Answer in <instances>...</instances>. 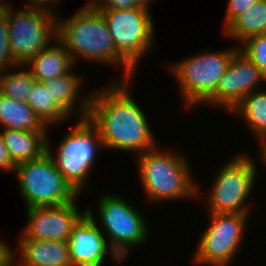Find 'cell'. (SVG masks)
I'll return each mask as SVG.
<instances>
[{"mask_svg": "<svg viewBox=\"0 0 266 266\" xmlns=\"http://www.w3.org/2000/svg\"><path fill=\"white\" fill-rule=\"evenodd\" d=\"M259 144V145H258ZM257 146H259L260 150L258 149L257 154L259 153V158L261 159V161H259L261 164L265 165L266 167V137L260 142L258 143Z\"/></svg>", "mask_w": 266, "mask_h": 266, "instance_id": "31", "label": "cell"}, {"mask_svg": "<svg viewBox=\"0 0 266 266\" xmlns=\"http://www.w3.org/2000/svg\"><path fill=\"white\" fill-rule=\"evenodd\" d=\"M26 103L34 110L37 117L48 128L54 124L67 122L70 116L53 100L49 90L42 82H34Z\"/></svg>", "mask_w": 266, "mask_h": 266, "instance_id": "22", "label": "cell"}, {"mask_svg": "<svg viewBox=\"0 0 266 266\" xmlns=\"http://www.w3.org/2000/svg\"><path fill=\"white\" fill-rule=\"evenodd\" d=\"M229 114L241 117L256 142L260 143L266 137V88L248 93Z\"/></svg>", "mask_w": 266, "mask_h": 266, "instance_id": "20", "label": "cell"}, {"mask_svg": "<svg viewBox=\"0 0 266 266\" xmlns=\"http://www.w3.org/2000/svg\"><path fill=\"white\" fill-rule=\"evenodd\" d=\"M244 53L266 77V33L247 38L239 45Z\"/></svg>", "mask_w": 266, "mask_h": 266, "instance_id": "24", "label": "cell"}, {"mask_svg": "<svg viewBox=\"0 0 266 266\" xmlns=\"http://www.w3.org/2000/svg\"><path fill=\"white\" fill-rule=\"evenodd\" d=\"M67 243L72 266H104L108 255L116 262L115 265L124 263L110 248L105 235L87 213L74 225Z\"/></svg>", "mask_w": 266, "mask_h": 266, "instance_id": "14", "label": "cell"}, {"mask_svg": "<svg viewBox=\"0 0 266 266\" xmlns=\"http://www.w3.org/2000/svg\"><path fill=\"white\" fill-rule=\"evenodd\" d=\"M133 81L117 79L91 93L87 119L98 130L104 150L139 155L159 145L144 110L129 92Z\"/></svg>", "mask_w": 266, "mask_h": 266, "instance_id": "1", "label": "cell"}, {"mask_svg": "<svg viewBox=\"0 0 266 266\" xmlns=\"http://www.w3.org/2000/svg\"><path fill=\"white\" fill-rule=\"evenodd\" d=\"M160 148V149H159ZM179 151L157 147L136 155L137 167L147 202L197 199V183L187 157Z\"/></svg>", "mask_w": 266, "mask_h": 266, "instance_id": "3", "label": "cell"}, {"mask_svg": "<svg viewBox=\"0 0 266 266\" xmlns=\"http://www.w3.org/2000/svg\"><path fill=\"white\" fill-rule=\"evenodd\" d=\"M251 214H208V224L192 253L200 266H231L244 239Z\"/></svg>", "mask_w": 266, "mask_h": 266, "instance_id": "9", "label": "cell"}, {"mask_svg": "<svg viewBox=\"0 0 266 266\" xmlns=\"http://www.w3.org/2000/svg\"><path fill=\"white\" fill-rule=\"evenodd\" d=\"M25 66L36 82H44L67 74L75 68V63L65 46L56 39L50 46L39 51Z\"/></svg>", "mask_w": 266, "mask_h": 266, "instance_id": "17", "label": "cell"}, {"mask_svg": "<svg viewBox=\"0 0 266 266\" xmlns=\"http://www.w3.org/2000/svg\"><path fill=\"white\" fill-rule=\"evenodd\" d=\"M258 0H227V9L225 12V19L223 22V31L247 8Z\"/></svg>", "mask_w": 266, "mask_h": 266, "instance_id": "27", "label": "cell"}, {"mask_svg": "<svg viewBox=\"0 0 266 266\" xmlns=\"http://www.w3.org/2000/svg\"><path fill=\"white\" fill-rule=\"evenodd\" d=\"M14 175L26 208L59 206L80 196L47 152L39 159L17 164Z\"/></svg>", "mask_w": 266, "mask_h": 266, "instance_id": "8", "label": "cell"}, {"mask_svg": "<svg viewBox=\"0 0 266 266\" xmlns=\"http://www.w3.org/2000/svg\"><path fill=\"white\" fill-rule=\"evenodd\" d=\"M238 50L239 46L235 45L222 51L205 50L167 64L177 81L186 111L196 109V106L202 105L215 92L219 80Z\"/></svg>", "mask_w": 266, "mask_h": 266, "instance_id": "7", "label": "cell"}, {"mask_svg": "<svg viewBox=\"0 0 266 266\" xmlns=\"http://www.w3.org/2000/svg\"><path fill=\"white\" fill-rule=\"evenodd\" d=\"M0 127L21 131L48 132L34 110L24 101L0 93Z\"/></svg>", "mask_w": 266, "mask_h": 266, "instance_id": "19", "label": "cell"}, {"mask_svg": "<svg viewBox=\"0 0 266 266\" xmlns=\"http://www.w3.org/2000/svg\"><path fill=\"white\" fill-rule=\"evenodd\" d=\"M34 82L32 73L25 65L0 70V93L14 100L26 102Z\"/></svg>", "mask_w": 266, "mask_h": 266, "instance_id": "23", "label": "cell"}, {"mask_svg": "<svg viewBox=\"0 0 266 266\" xmlns=\"http://www.w3.org/2000/svg\"><path fill=\"white\" fill-rule=\"evenodd\" d=\"M63 137L54 152L48 136L47 153L63 178L80 195L90 188L88 178L97 163V152L104 146L98 130L87 118L76 119Z\"/></svg>", "mask_w": 266, "mask_h": 266, "instance_id": "6", "label": "cell"}, {"mask_svg": "<svg viewBox=\"0 0 266 266\" xmlns=\"http://www.w3.org/2000/svg\"><path fill=\"white\" fill-rule=\"evenodd\" d=\"M57 36L75 65L83 59L102 66H120L124 73L119 81L133 80L135 70L117 53L105 18L89 2L70 18L57 17Z\"/></svg>", "mask_w": 266, "mask_h": 266, "instance_id": "2", "label": "cell"}, {"mask_svg": "<svg viewBox=\"0 0 266 266\" xmlns=\"http://www.w3.org/2000/svg\"><path fill=\"white\" fill-rule=\"evenodd\" d=\"M11 4L7 2L10 48L15 62L25 65L57 39V17L33 8L15 10Z\"/></svg>", "mask_w": 266, "mask_h": 266, "instance_id": "11", "label": "cell"}, {"mask_svg": "<svg viewBox=\"0 0 266 266\" xmlns=\"http://www.w3.org/2000/svg\"><path fill=\"white\" fill-rule=\"evenodd\" d=\"M10 256L11 246L9 247L5 241H0V266H11Z\"/></svg>", "mask_w": 266, "mask_h": 266, "instance_id": "30", "label": "cell"}, {"mask_svg": "<svg viewBox=\"0 0 266 266\" xmlns=\"http://www.w3.org/2000/svg\"><path fill=\"white\" fill-rule=\"evenodd\" d=\"M123 198L106 192L97 198V212L88 206L85 209L105 235L110 248L125 263L134 247L143 246L150 239V228L142 211Z\"/></svg>", "mask_w": 266, "mask_h": 266, "instance_id": "4", "label": "cell"}, {"mask_svg": "<svg viewBox=\"0 0 266 266\" xmlns=\"http://www.w3.org/2000/svg\"><path fill=\"white\" fill-rule=\"evenodd\" d=\"M16 165L12 161L8 149L4 143L3 137L0 134V171L5 173H13L15 171Z\"/></svg>", "mask_w": 266, "mask_h": 266, "instance_id": "29", "label": "cell"}, {"mask_svg": "<svg viewBox=\"0 0 266 266\" xmlns=\"http://www.w3.org/2000/svg\"><path fill=\"white\" fill-rule=\"evenodd\" d=\"M98 10H124L132 8H150L154 0H87Z\"/></svg>", "mask_w": 266, "mask_h": 266, "instance_id": "26", "label": "cell"}, {"mask_svg": "<svg viewBox=\"0 0 266 266\" xmlns=\"http://www.w3.org/2000/svg\"><path fill=\"white\" fill-rule=\"evenodd\" d=\"M79 196L69 203L59 206L25 208L26 226L21 231L24 239L67 241L72 228L86 213L78 210Z\"/></svg>", "mask_w": 266, "mask_h": 266, "instance_id": "13", "label": "cell"}, {"mask_svg": "<svg viewBox=\"0 0 266 266\" xmlns=\"http://www.w3.org/2000/svg\"><path fill=\"white\" fill-rule=\"evenodd\" d=\"M251 153L239 152L230 157L227 163L221 165L219 172L207 189V193L202 194L197 185V200L205 198L206 214H250V195H253L255 180L258 178V165ZM200 190V191H199ZM252 192V193H251Z\"/></svg>", "mask_w": 266, "mask_h": 266, "instance_id": "5", "label": "cell"}, {"mask_svg": "<svg viewBox=\"0 0 266 266\" xmlns=\"http://www.w3.org/2000/svg\"><path fill=\"white\" fill-rule=\"evenodd\" d=\"M266 33V0H258L237 17L222 33L239 46L247 38ZM239 43V44H238Z\"/></svg>", "mask_w": 266, "mask_h": 266, "instance_id": "21", "label": "cell"}, {"mask_svg": "<svg viewBox=\"0 0 266 266\" xmlns=\"http://www.w3.org/2000/svg\"><path fill=\"white\" fill-rule=\"evenodd\" d=\"M24 3L25 5L23 4V8H33L39 11L50 13L51 15L58 17L59 14H56L57 10H55V5H59V3H62V0H27Z\"/></svg>", "mask_w": 266, "mask_h": 266, "instance_id": "28", "label": "cell"}, {"mask_svg": "<svg viewBox=\"0 0 266 266\" xmlns=\"http://www.w3.org/2000/svg\"><path fill=\"white\" fill-rule=\"evenodd\" d=\"M266 77L261 70L238 50L232 57L225 74L219 80L215 92L203 103L221 111L230 112L241 102L244 96L263 88ZM266 86V85H265ZM260 87V88H259ZM209 105V106H208Z\"/></svg>", "mask_w": 266, "mask_h": 266, "instance_id": "12", "label": "cell"}, {"mask_svg": "<svg viewBox=\"0 0 266 266\" xmlns=\"http://www.w3.org/2000/svg\"><path fill=\"white\" fill-rule=\"evenodd\" d=\"M99 11L107 22L117 53L136 71L140 60L155 47L151 9Z\"/></svg>", "mask_w": 266, "mask_h": 266, "instance_id": "10", "label": "cell"}, {"mask_svg": "<svg viewBox=\"0 0 266 266\" xmlns=\"http://www.w3.org/2000/svg\"><path fill=\"white\" fill-rule=\"evenodd\" d=\"M7 22V1L0 0V70L17 66L9 42Z\"/></svg>", "mask_w": 266, "mask_h": 266, "instance_id": "25", "label": "cell"}, {"mask_svg": "<svg viewBox=\"0 0 266 266\" xmlns=\"http://www.w3.org/2000/svg\"><path fill=\"white\" fill-rule=\"evenodd\" d=\"M0 134L15 165L41 158L47 152L49 132L6 128Z\"/></svg>", "mask_w": 266, "mask_h": 266, "instance_id": "18", "label": "cell"}, {"mask_svg": "<svg viewBox=\"0 0 266 266\" xmlns=\"http://www.w3.org/2000/svg\"><path fill=\"white\" fill-rule=\"evenodd\" d=\"M73 68L65 75L54 79L46 80L43 83L44 87L50 91L53 100L71 117L77 116V119L87 118L89 115L91 93L87 92L81 97L79 92H83L84 84L83 77L76 74ZM82 90V91H80ZM79 95V96H78ZM80 100L81 102H79ZM77 105V106H76Z\"/></svg>", "mask_w": 266, "mask_h": 266, "instance_id": "16", "label": "cell"}, {"mask_svg": "<svg viewBox=\"0 0 266 266\" xmlns=\"http://www.w3.org/2000/svg\"><path fill=\"white\" fill-rule=\"evenodd\" d=\"M17 252L11 249V266H72L67 241L24 239L19 233Z\"/></svg>", "mask_w": 266, "mask_h": 266, "instance_id": "15", "label": "cell"}]
</instances>
